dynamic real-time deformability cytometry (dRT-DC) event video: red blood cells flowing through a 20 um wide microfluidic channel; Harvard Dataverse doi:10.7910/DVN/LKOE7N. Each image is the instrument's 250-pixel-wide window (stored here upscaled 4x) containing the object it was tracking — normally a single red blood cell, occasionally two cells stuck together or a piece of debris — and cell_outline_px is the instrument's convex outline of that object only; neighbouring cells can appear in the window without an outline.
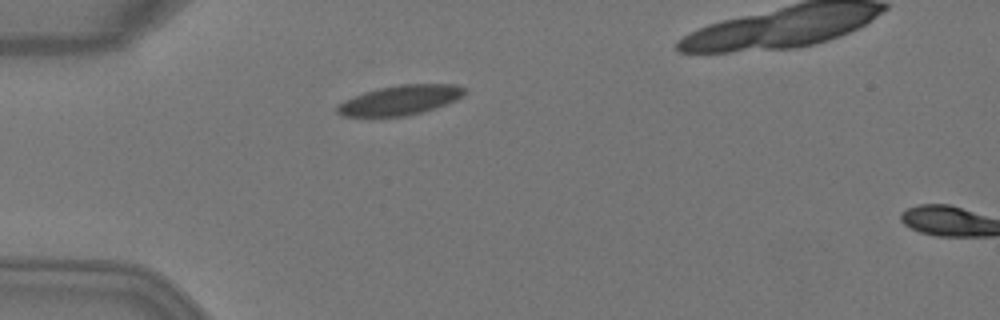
{"species": "Egyptian fruit bat (a non-hibernating species)", "species_latin": "Rousettus aegyptiacus", "temperature_condition": "warm", "stored_images_in_passage": 4, "camera_frame_rate_fps": 3000, "um_per_image_px": 0.085, "animal": {"sex": "female"}, "frame": {"image": 1, "passage_image": 4, "time_ms": 1.0, "image_size_px": [1000, 320], "cell_outline_px": [[468, 88], [456, 100], [436, 108], [404, 116], [340, 116], [336, 112], [336, 104], [344, 100], [364, 92], [380, 88], [400, 84], [456, 84]], "centroid_in_image_um": [33.99, 8.5], "position_along_channel_um": 51.0, "area_um2": 21.96}}